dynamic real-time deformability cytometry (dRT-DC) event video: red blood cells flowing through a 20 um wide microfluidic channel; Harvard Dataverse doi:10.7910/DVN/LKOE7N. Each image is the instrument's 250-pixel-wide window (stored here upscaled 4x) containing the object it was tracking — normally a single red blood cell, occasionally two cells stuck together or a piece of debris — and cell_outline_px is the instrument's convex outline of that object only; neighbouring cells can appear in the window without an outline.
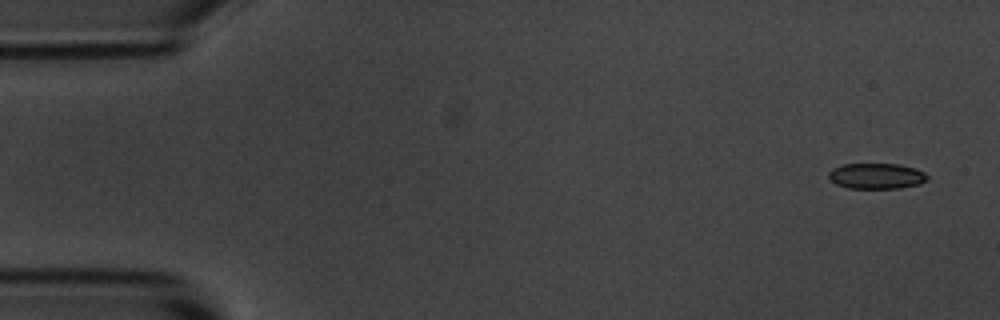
{"species": "common noctule bat (a hibernating species)", "species_latin": "Nyctalus noctula", "temperature_condition": "room temperature", "stored_images_in_passage": 5, "camera_frame_rate_fps": 3000, "um_per_image_px": 0.085, "animal": {"sex": "male", "body_mass_g": 20.1, "forearm_length_mm": 53.5}, "frame": {"image": 1, "passage_image": 1, "time_ms": 0.0, "image_size_px": [1000, 320], "cell_outline_px": [[928, 180], [920, 184], [900, 188], [848, 188], [836, 184], [828, 176], [828, 172], [832, 168], [840, 164], [896, 164], [916, 168], [924, 172], [928, 176]], "centroid_in_image_um": [74.5, 14.96], "position_along_channel_um": 10.5, "area_um2": 14.85}}
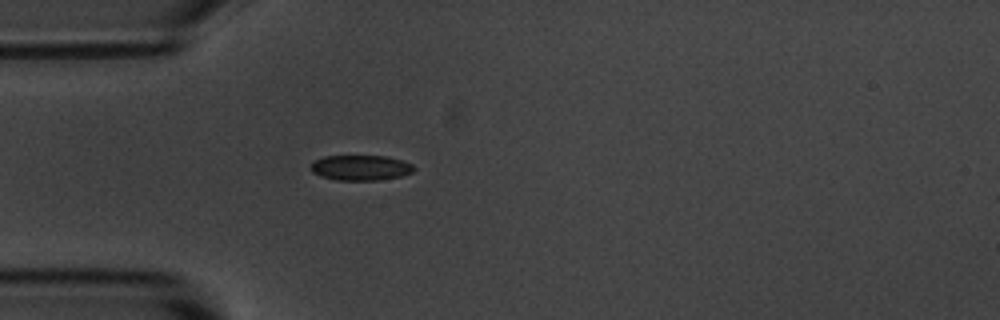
{"frame": {"image": 2, "passage_image": 5, "time_ms": 4.333, "image_size_px": [1000, 320], "cell_outline_px": [[416, 168], [412, 172], [400, 176], [376, 180], [336, 180], [320, 176], [312, 172], [312, 160], [324, 156], [388, 156], [412, 164]], "centroid_in_image_um": [30.63, 14.25], "position_along_channel_um": 54.4, "area_um2": 15.14}}